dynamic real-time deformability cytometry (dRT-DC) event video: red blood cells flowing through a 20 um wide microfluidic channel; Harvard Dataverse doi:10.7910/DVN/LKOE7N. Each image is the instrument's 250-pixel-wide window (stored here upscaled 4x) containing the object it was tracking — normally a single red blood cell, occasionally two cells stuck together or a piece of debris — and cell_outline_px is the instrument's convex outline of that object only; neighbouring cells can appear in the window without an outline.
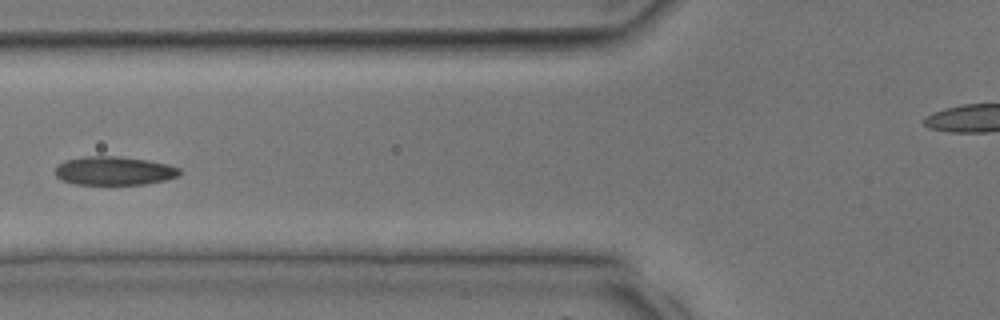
{"species": "common noctule bat (a hibernating species)", "species_latin": "Nyctalus noctula", "temperature_condition": "room temperature", "stored_images_in_passage": 40, "camera_frame_rate_fps": 3000, "um_per_image_px": 0.085, "animal": {"sex": "male", "body_mass_g": 17.9, "forearm_length_mm": 54.2}, "frame": {"image": 1, "passage_image": 16, "time_ms": 5.0, "image_size_px": [1000, 320], "cell_outline_px": [[184, 172], [180, 176], [164, 180], [144, 184], [76, 184], [64, 180], [56, 176], [56, 164], [64, 160], [84, 156], [120, 156], [148, 160], [168, 164], [180, 168]], "centroid_in_image_um": [9.74, 14.5], "position_along_channel_um": 116.1, "area_um2": 20.92}}
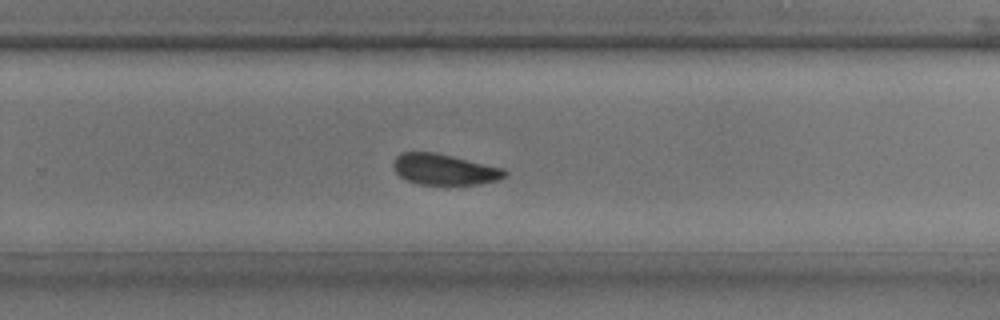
{"frame": {"image": 2, "passage_image": 26, "time_ms": 8.333, "image_size_px": [1000, 320], "cell_outline_px": [[508, 176], [500, 180], [476, 184], [420, 184], [408, 180], [400, 176], [392, 168], [392, 164], [396, 156], [400, 152], [436, 152], [504, 168], [508, 172]], "centroid_in_image_um": [37.79, 14.39], "position_along_channel_um": 292.0, "area_um2": 20.17}}
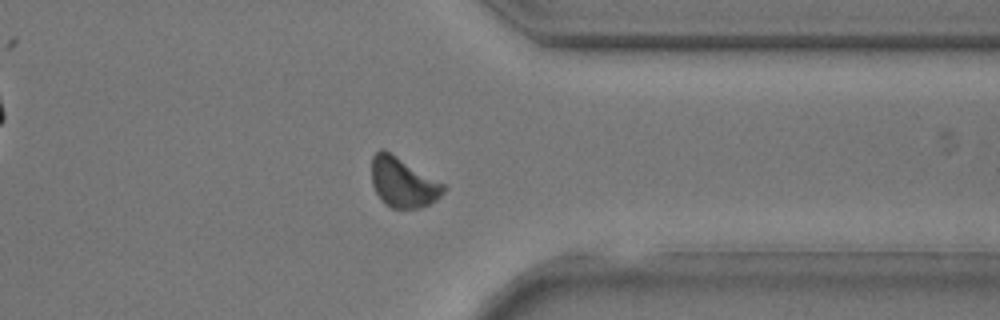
{"frame": {"image": 3, "passage_image": 31, "time_ms": 10.0, "image_size_px": [1000, 320], "cell_outline_px": [[448, 188], [436, 200], [420, 208], [392, 208], [384, 204], [380, 200], [372, 184], [372, 156], [380, 148], [384, 148], [444, 184]], "centroid_in_image_um": [34.24, 15.5], "position_along_channel_um": 377.2, "area_um2": 20.92}}